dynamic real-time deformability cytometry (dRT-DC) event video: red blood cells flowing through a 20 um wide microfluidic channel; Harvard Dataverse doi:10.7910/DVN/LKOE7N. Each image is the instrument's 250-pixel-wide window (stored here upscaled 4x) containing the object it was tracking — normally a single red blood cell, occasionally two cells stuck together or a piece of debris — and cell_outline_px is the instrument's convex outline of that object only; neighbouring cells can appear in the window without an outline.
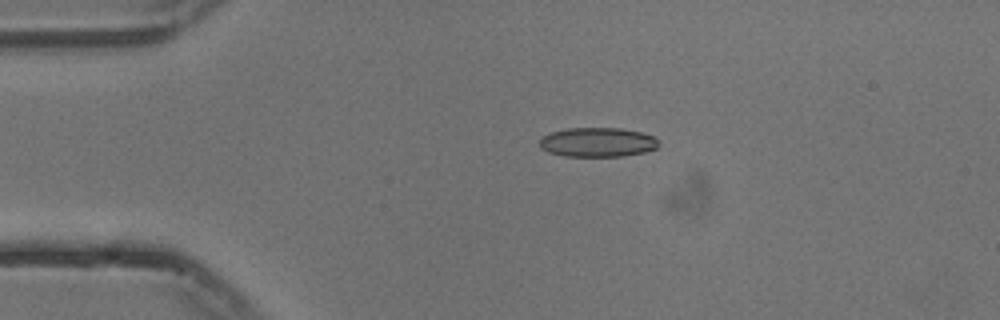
{"species": "common noctule bat (a hibernating species)", "species_latin": "Nyctalus noctula", "temperature_condition": "cold", "stored_images_in_passage": 44, "camera_frame_rate_fps": 3000, "um_per_image_px": 0.085, "animal": {"sex": "male", "body_mass_g": 13.3}, "frame": {"image": 1, "passage_image": 1, "time_ms": 0.0, "image_size_px": [1000, 320], "cell_outline_px": [[660, 144], [656, 148], [644, 152], [624, 156], [564, 156], [548, 152], [540, 148], [540, 140], [544, 136], [552, 132], [568, 128], [620, 128], [640, 132], [656, 136]], "centroid_in_image_um": [50.82, 12.09], "position_along_channel_um": 34.2, "area_um2": 20.4}}
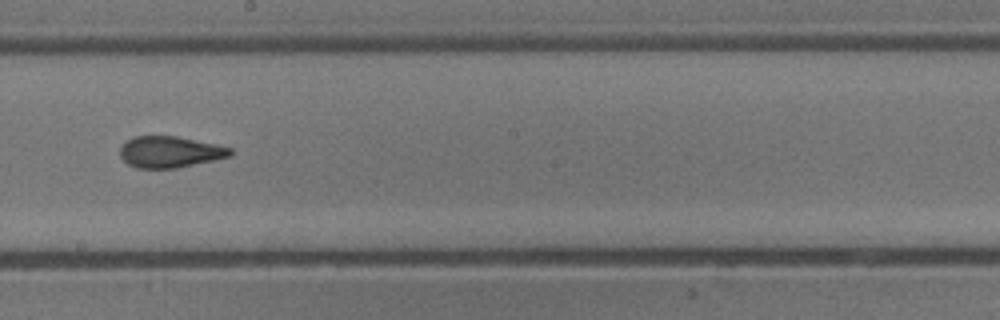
{"frame": {"image": 2, "passage_image": 20, "time_ms": 6.333, "image_size_px": [1000, 320], "cell_outline_px": [[232, 156], [176, 168], [136, 168], [128, 164], [120, 156], [120, 148], [132, 136], [176, 136], [216, 144], [232, 148]], "centroid_in_image_um": [14.45, 12.91], "position_along_channel_um": 233.8, "area_um2": 20.06}}
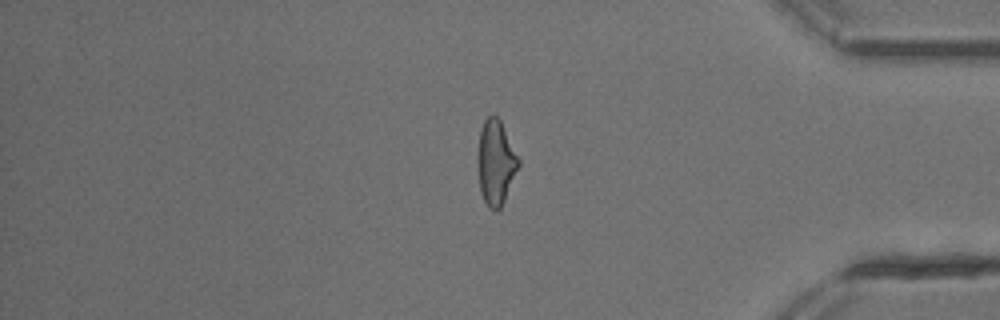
{"frame": {"image": 3, "passage_image": 35, "time_ms": 11.333, "image_size_px": [1000, 320], "cell_outline_px": [[520, 164], [504, 200], [500, 208], [496, 212], [488, 208], [480, 192], [476, 156], [480, 128], [484, 120], [492, 112], [500, 120], [520, 160]], "centroid_in_image_um": [42.11, 13.79], "position_along_channel_um": 393.1, "area_um2": 20.4}, "authors_computed_cell_mechanics": {"area_um2": 20.7502, "velocity_mm_per_s": 3.7535, "shape_relaxation_time_tau1_ms": 5.495, "shape_relaxation_time_tau2_ms": 1.5889, "deformation_change_tau1": 0.1455, "deformation_change_tau2": 0.0843}}